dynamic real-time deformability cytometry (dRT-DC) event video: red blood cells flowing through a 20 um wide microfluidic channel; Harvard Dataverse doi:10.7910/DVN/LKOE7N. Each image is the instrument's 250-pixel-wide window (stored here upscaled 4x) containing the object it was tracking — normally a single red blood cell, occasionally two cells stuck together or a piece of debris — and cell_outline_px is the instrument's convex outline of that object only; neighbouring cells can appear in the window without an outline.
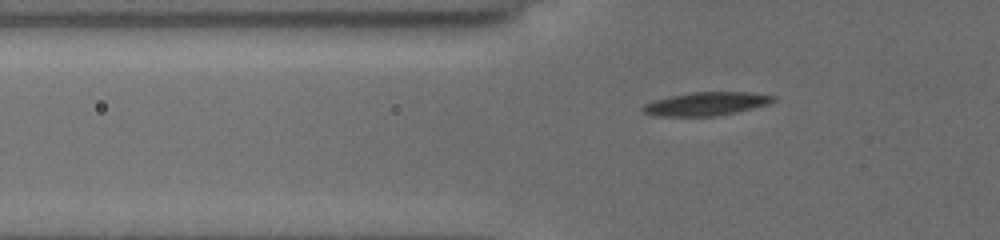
{"species": "common noctule bat (a hibernating species)", "species_latin": "Nyctalus noctula", "temperature_condition": "cold", "stored_images_in_passage": 37, "camera_frame_rate_fps": 3000, "um_per_image_px": 0.085, "animal": {"sex": "female", "body_mass_g": 19.5, "forearm_length_mm": 54.1}, "frame": {"image": 1, "passage_image": 2, "time_ms": 0.333, "image_size_px": [1000, 240], "cell_outline_px": [[772, 100], [764, 104], [748, 108], [712, 116], [664, 116], [644, 112], [640, 108], [644, 104], [656, 100], [672, 96], [692, 92], [740, 92], [772, 96]], "centroid_in_image_um": [59.88, 8.82], "position_along_channel_um": 65.9, "area_um2": 16.7}}
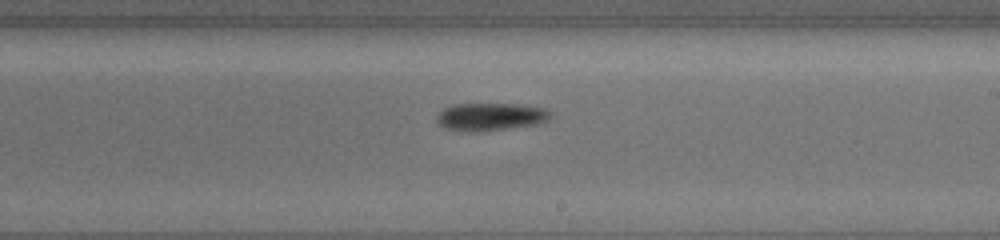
{"frame": {"image": 2, "passage_image": 17, "time_ms": 5.333, "image_size_px": [1000, 240], "cell_outline_px": [[548, 116], [544, 120], [536, 124], [480, 132], [468, 132], [444, 128], [436, 120], [436, 116], [444, 108], [456, 104], [512, 104], [540, 108], [548, 112]], "centroid_in_image_um": [41.56, 9.94], "position_along_channel_um": 247.4, "area_um2": 17.86}}
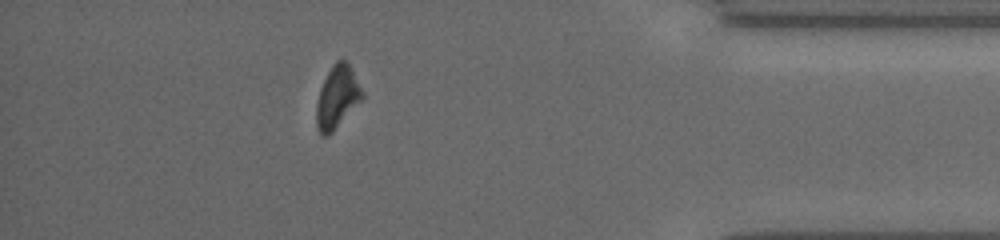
{"frame": {"image": 3, "passage_image": 32, "time_ms": 10.333, "image_size_px": [1000, 240], "cell_outline_px": [[364, 96], [332, 132], [328, 136], [320, 136], [316, 128], [316, 104], [320, 88], [332, 64], [336, 60], [344, 60], [348, 64], [364, 92]], "centroid_in_image_um": [28.63, 8.28], "position_along_channel_um": 406.6, "area_um2": 16.47}, "authors_computed_cell_mechanics": {"area_um2": 17.2244, "velocity_mm_per_s": 3.7822, "shape_relaxation_time_tau1_ms": 1.7407, "shape_relaxation_time_tau2_ms": null, "deformation_change_tau1": 0.095, "deformation_change_tau2": null}}